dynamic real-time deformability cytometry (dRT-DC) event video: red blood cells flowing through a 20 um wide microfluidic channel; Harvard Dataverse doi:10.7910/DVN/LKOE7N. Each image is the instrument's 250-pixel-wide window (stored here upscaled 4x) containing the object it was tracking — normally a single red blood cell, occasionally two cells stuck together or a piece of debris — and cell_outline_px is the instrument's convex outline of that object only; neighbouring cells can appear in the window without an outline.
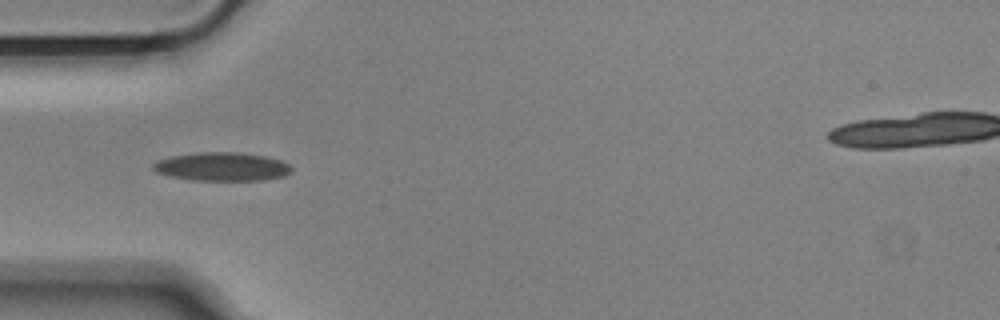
{"species": "Egyptian fruit bat (a non-hibernating species)", "species_latin": "Rousettus aegyptiacus", "temperature_condition": "cold", "stored_images_in_passage": 10, "camera_frame_rate_fps": 3000, "um_per_image_px": 0.085, "animal": {"sex": "male"}, "frame": {"image": 1, "passage_image": 4, "time_ms": 1.0, "image_size_px": [1000, 320], "cell_outline_px": [[292, 172], [284, 176], [264, 180], [192, 180], [172, 176], [156, 172], [152, 168], [152, 164], [160, 160], [172, 156], [200, 152], [240, 152], [264, 156], [280, 160], [288, 164], [292, 168]], "centroid_in_image_um": [18.9, 14.16], "position_along_channel_um": 66.1, "area_um2": 22.89}}
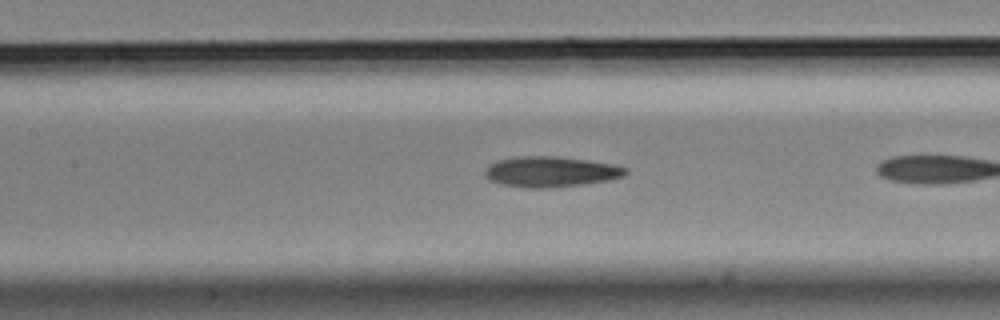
{"frame": {"image": 2, "passage_image": 9, "time_ms": 2.667, "image_size_px": [1000, 320], "cell_outline_px": [[628, 172], [624, 176], [608, 180], [584, 184], [552, 188], [528, 188], [504, 184], [492, 180], [484, 176], [484, 172], [488, 164], [496, 160], [520, 156], [556, 156], [612, 164], [628, 168]], "centroid_in_image_um": [46.8, 14.59], "position_along_channel_um": 160.6, "area_um2": 24.97}}